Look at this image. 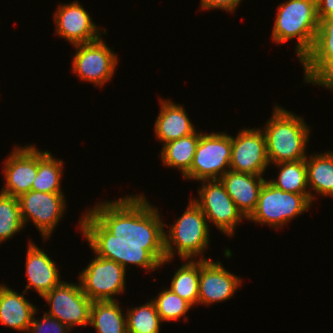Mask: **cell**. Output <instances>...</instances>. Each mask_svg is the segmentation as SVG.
<instances>
[{"label":"cell","mask_w":333,"mask_h":333,"mask_svg":"<svg viewBox=\"0 0 333 333\" xmlns=\"http://www.w3.org/2000/svg\"><path fill=\"white\" fill-rule=\"evenodd\" d=\"M142 194L102 201L83 213L79 228L95 255L146 271L166 259L164 229L158 208Z\"/></svg>","instance_id":"6da1fadb"},{"label":"cell","mask_w":333,"mask_h":333,"mask_svg":"<svg viewBox=\"0 0 333 333\" xmlns=\"http://www.w3.org/2000/svg\"><path fill=\"white\" fill-rule=\"evenodd\" d=\"M308 126L303 117L274 105L272 117L263 128L269 163L305 160L311 131Z\"/></svg>","instance_id":"7a4b0ae2"},{"label":"cell","mask_w":333,"mask_h":333,"mask_svg":"<svg viewBox=\"0 0 333 333\" xmlns=\"http://www.w3.org/2000/svg\"><path fill=\"white\" fill-rule=\"evenodd\" d=\"M276 16L272 40L280 44L296 37L295 51L301 61L311 50L319 26L316 0H287L279 4Z\"/></svg>","instance_id":"3957f363"},{"label":"cell","mask_w":333,"mask_h":333,"mask_svg":"<svg viewBox=\"0 0 333 333\" xmlns=\"http://www.w3.org/2000/svg\"><path fill=\"white\" fill-rule=\"evenodd\" d=\"M167 232L164 230L166 259L161 265L170 262L176 251L181 260H194L195 257H201L209 245L208 221L203 211L192 199L184 213L169 227Z\"/></svg>","instance_id":"277c9868"},{"label":"cell","mask_w":333,"mask_h":333,"mask_svg":"<svg viewBox=\"0 0 333 333\" xmlns=\"http://www.w3.org/2000/svg\"><path fill=\"white\" fill-rule=\"evenodd\" d=\"M312 202L303 194L282 191L267 179L261 188L255 210L246 219L277 229L310 209Z\"/></svg>","instance_id":"5b68a950"},{"label":"cell","mask_w":333,"mask_h":333,"mask_svg":"<svg viewBox=\"0 0 333 333\" xmlns=\"http://www.w3.org/2000/svg\"><path fill=\"white\" fill-rule=\"evenodd\" d=\"M232 136L225 132L202 133L196 147L194 159L184 179H220L230 170Z\"/></svg>","instance_id":"8992f818"},{"label":"cell","mask_w":333,"mask_h":333,"mask_svg":"<svg viewBox=\"0 0 333 333\" xmlns=\"http://www.w3.org/2000/svg\"><path fill=\"white\" fill-rule=\"evenodd\" d=\"M202 187L198 188L199 197L193 201L203 211L207 221L230 237L235 234L239 222L246 219L237 209L236 204L226 192L220 179L202 180Z\"/></svg>","instance_id":"52a82bcc"},{"label":"cell","mask_w":333,"mask_h":333,"mask_svg":"<svg viewBox=\"0 0 333 333\" xmlns=\"http://www.w3.org/2000/svg\"><path fill=\"white\" fill-rule=\"evenodd\" d=\"M79 274L82 292L91 301L116 300L126 284V269L119 263L97 255Z\"/></svg>","instance_id":"ba28073f"},{"label":"cell","mask_w":333,"mask_h":333,"mask_svg":"<svg viewBox=\"0 0 333 333\" xmlns=\"http://www.w3.org/2000/svg\"><path fill=\"white\" fill-rule=\"evenodd\" d=\"M74 47L76 53L72 58V71L80 77L79 79L100 87L112 79L118 57L103 39L77 44Z\"/></svg>","instance_id":"9c48e42d"},{"label":"cell","mask_w":333,"mask_h":333,"mask_svg":"<svg viewBox=\"0 0 333 333\" xmlns=\"http://www.w3.org/2000/svg\"><path fill=\"white\" fill-rule=\"evenodd\" d=\"M43 299L50 304V310L46 313L68 328L89 325L92 301L82 292L80 283L62 281Z\"/></svg>","instance_id":"30bf717a"},{"label":"cell","mask_w":333,"mask_h":333,"mask_svg":"<svg viewBox=\"0 0 333 333\" xmlns=\"http://www.w3.org/2000/svg\"><path fill=\"white\" fill-rule=\"evenodd\" d=\"M18 199L24 225L31 220L46 241L65 213L64 194L30 190Z\"/></svg>","instance_id":"8fae6325"},{"label":"cell","mask_w":333,"mask_h":333,"mask_svg":"<svg viewBox=\"0 0 333 333\" xmlns=\"http://www.w3.org/2000/svg\"><path fill=\"white\" fill-rule=\"evenodd\" d=\"M268 165L270 163L263 130L245 128L237 136H232L230 170L263 175Z\"/></svg>","instance_id":"7c38bea8"},{"label":"cell","mask_w":333,"mask_h":333,"mask_svg":"<svg viewBox=\"0 0 333 333\" xmlns=\"http://www.w3.org/2000/svg\"><path fill=\"white\" fill-rule=\"evenodd\" d=\"M300 63L306 83L324 86L333 77V16L319 20L313 46Z\"/></svg>","instance_id":"4fadbf2b"},{"label":"cell","mask_w":333,"mask_h":333,"mask_svg":"<svg viewBox=\"0 0 333 333\" xmlns=\"http://www.w3.org/2000/svg\"><path fill=\"white\" fill-rule=\"evenodd\" d=\"M4 161L5 182L1 192L19 198L31 190L38 172V149L25 145L14 147Z\"/></svg>","instance_id":"5bb4252c"},{"label":"cell","mask_w":333,"mask_h":333,"mask_svg":"<svg viewBox=\"0 0 333 333\" xmlns=\"http://www.w3.org/2000/svg\"><path fill=\"white\" fill-rule=\"evenodd\" d=\"M54 16L56 34L71 45L90 43L101 38L100 28L78 1L59 4Z\"/></svg>","instance_id":"9a60e30c"},{"label":"cell","mask_w":333,"mask_h":333,"mask_svg":"<svg viewBox=\"0 0 333 333\" xmlns=\"http://www.w3.org/2000/svg\"><path fill=\"white\" fill-rule=\"evenodd\" d=\"M242 279L228 272L220 261L211 258H200V278L198 304L212 305L232 297L241 284Z\"/></svg>","instance_id":"2e32d148"},{"label":"cell","mask_w":333,"mask_h":333,"mask_svg":"<svg viewBox=\"0 0 333 333\" xmlns=\"http://www.w3.org/2000/svg\"><path fill=\"white\" fill-rule=\"evenodd\" d=\"M26 256V276L28 285L26 291L34 288L43 298L49 291L59 285L62 281L58 267L55 262L42 249L37 247L32 241L27 247Z\"/></svg>","instance_id":"e0dca14e"},{"label":"cell","mask_w":333,"mask_h":333,"mask_svg":"<svg viewBox=\"0 0 333 333\" xmlns=\"http://www.w3.org/2000/svg\"><path fill=\"white\" fill-rule=\"evenodd\" d=\"M263 176L228 170L220 178L226 192L246 219L257 205L261 188L266 181Z\"/></svg>","instance_id":"ac0fdd59"},{"label":"cell","mask_w":333,"mask_h":333,"mask_svg":"<svg viewBox=\"0 0 333 333\" xmlns=\"http://www.w3.org/2000/svg\"><path fill=\"white\" fill-rule=\"evenodd\" d=\"M160 105V113L154 124L155 135L160 142L165 144L196 131L183 105L162 98Z\"/></svg>","instance_id":"d6986e66"},{"label":"cell","mask_w":333,"mask_h":333,"mask_svg":"<svg viewBox=\"0 0 333 333\" xmlns=\"http://www.w3.org/2000/svg\"><path fill=\"white\" fill-rule=\"evenodd\" d=\"M23 294L0 284V323L28 333L36 307Z\"/></svg>","instance_id":"ffe728a7"},{"label":"cell","mask_w":333,"mask_h":333,"mask_svg":"<svg viewBox=\"0 0 333 333\" xmlns=\"http://www.w3.org/2000/svg\"><path fill=\"white\" fill-rule=\"evenodd\" d=\"M305 164L310 201H315L311 189L322 196L333 197V151L307 156Z\"/></svg>","instance_id":"44dd1931"},{"label":"cell","mask_w":333,"mask_h":333,"mask_svg":"<svg viewBox=\"0 0 333 333\" xmlns=\"http://www.w3.org/2000/svg\"><path fill=\"white\" fill-rule=\"evenodd\" d=\"M117 300L92 301L89 325L96 333H128L127 318Z\"/></svg>","instance_id":"7402d4cb"},{"label":"cell","mask_w":333,"mask_h":333,"mask_svg":"<svg viewBox=\"0 0 333 333\" xmlns=\"http://www.w3.org/2000/svg\"><path fill=\"white\" fill-rule=\"evenodd\" d=\"M201 133H194L163 144L161 161L166 167L181 170L184 177L190 170Z\"/></svg>","instance_id":"603a6c76"},{"label":"cell","mask_w":333,"mask_h":333,"mask_svg":"<svg viewBox=\"0 0 333 333\" xmlns=\"http://www.w3.org/2000/svg\"><path fill=\"white\" fill-rule=\"evenodd\" d=\"M63 160L54 158L50 151L38 149V172L31 190L45 193L64 194L61 189Z\"/></svg>","instance_id":"cb8c5ba5"},{"label":"cell","mask_w":333,"mask_h":333,"mask_svg":"<svg viewBox=\"0 0 333 333\" xmlns=\"http://www.w3.org/2000/svg\"><path fill=\"white\" fill-rule=\"evenodd\" d=\"M274 165L280 170L275 180H268L272 185L282 191L303 194L310 200L305 160L281 162Z\"/></svg>","instance_id":"d4e9b609"},{"label":"cell","mask_w":333,"mask_h":333,"mask_svg":"<svg viewBox=\"0 0 333 333\" xmlns=\"http://www.w3.org/2000/svg\"><path fill=\"white\" fill-rule=\"evenodd\" d=\"M195 260H187L177 269L169 288L192 307L198 304L199 295L200 259Z\"/></svg>","instance_id":"484cf974"},{"label":"cell","mask_w":333,"mask_h":333,"mask_svg":"<svg viewBox=\"0 0 333 333\" xmlns=\"http://www.w3.org/2000/svg\"><path fill=\"white\" fill-rule=\"evenodd\" d=\"M25 226L19 199L0 192V243L12 238Z\"/></svg>","instance_id":"4316f807"},{"label":"cell","mask_w":333,"mask_h":333,"mask_svg":"<svg viewBox=\"0 0 333 333\" xmlns=\"http://www.w3.org/2000/svg\"><path fill=\"white\" fill-rule=\"evenodd\" d=\"M125 314L128 333H160L162 321L152 300L128 309Z\"/></svg>","instance_id":"83f0119b"},{"label":"cell","mask_w":333,"mask_h":333,"mask_svg":"<svg viewBox=\"0 0 333 333\" xmlns=\"http://www.w3.org/2000/svg\"><path fill=\"white\" fill-rule=\"evenodd\" d=\"M155 299H151L157 309L159 317L162 322L179 320V318L183 317L185 322L187 321L186 313L192 306L175 294L169 288L164 289L162 292L158 293Z\"/></svg>","instance_id":"f1b7e54d"},{"label":"cell","mask_w":333,"mask_h":333,"mask_svg":"<svg viewBox=\"0 0 333 333\" xmlns=\"http://www.w3.org/2000/svg\"><path fill=\"white\" fill-rule=\"evenodd\" d=\"M36 313L37 309L32 317L28 333H68L69 330H73V328H68L47 313L44 314L41 320H38V318H35Z\"/></svg>","instance_id":"f546056e"},{"label":"cell","mask_w":333,"mask_h":333,"mask_svg":"<svg viewBox=\"0 0 333 333\" xmlns=\"http://www.w3.org/2000/svg\"><path fill=\"white\" fill-rule=\"evenodd\" d=\"M242 0H201L200 8L205 10L222 9L228 12H234Z\"/></svg>","instance_id":"4dcf8cb0"},{"label":"cell","mask_w":333,"mask_h":333,"mask_svg":"<svg viewBox=\"0 0 333 333\" xmlns=\"http://www.w3.org/2000/svg\"><path fill=\"white\" fill-rule=\"evenodd\" d=\"M318 19L333 16V0H316Z\"/></svg>","instance_id":"1f68e13d"},{"label":"cell","mask_w":333,"mask_h":333,"mask_svg":"<svg viewBox=\"0 0 333 333\" xmlns=\"http://www.w3.org/2000/svg\"><path fill=\"white\" fill-rule=\"evenodd\" d=\"M333 91V77L323 86Z\"/></svg>","instance_id":"d6a6232c"}]
</instances>
